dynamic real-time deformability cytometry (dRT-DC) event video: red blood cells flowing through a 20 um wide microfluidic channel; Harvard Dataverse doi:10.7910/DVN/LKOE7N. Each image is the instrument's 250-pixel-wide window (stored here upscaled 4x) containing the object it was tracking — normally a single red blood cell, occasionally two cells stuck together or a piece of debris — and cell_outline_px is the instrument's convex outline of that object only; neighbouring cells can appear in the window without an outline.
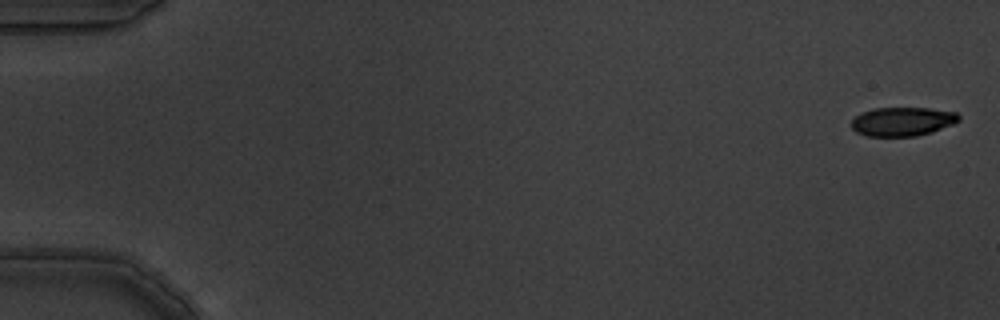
{"species": "common noctule bat (a hibernating species)", "species_latin": "Nyctalus noctula", "temperature_condition": "warm", "stored_images_in_passage": 5, "camera_frame_rate_fps": 3000, "um_per_image_px": 0.085, "animal": {"sex": "male", "body_mass_g": 19.5, "forearm_length_mm": 54.6}, "frame": {"image": 1, "passage_image": 1, "time_ms": 0.0, "image_size_px": [1000, 320], "cell_outline_px": [[960, 120], [952, 124], [932, 132], [916, 136], [868, 136], [856, 132], [852, 128], [852, 120], [856, 116], [864, 112], [876, 108], [928, 108], [956, 112], [960, 116]], "centroid_in_image_um": [76.73, 10.33], "position_along_channel_um": 8.3, "area_um2": 17.92}}
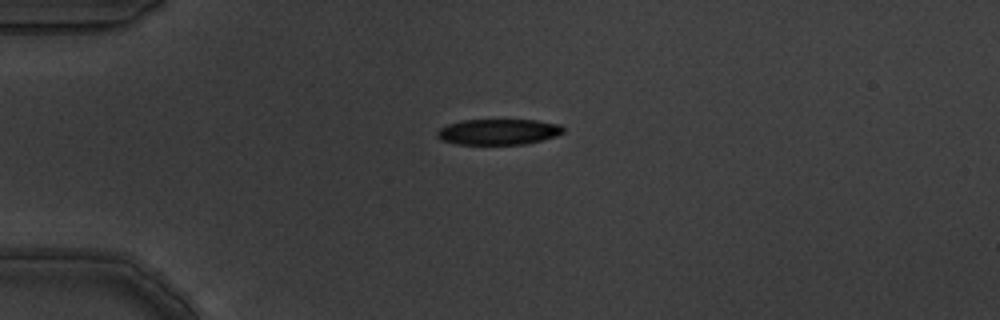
{"frame": {"image": 2, "passage_image": 3, "time_ms": 0.667, "image_size_px": [1000, 320], "cell_outline_px": [[564, 132], [556, 136], [524, 144], [456, 144], [444, 140], [436, 136], [436, 132], [440, 128], [448, 124], [460, 120], [536, 120], [560, 124], [564, 128]], "centroid_in_image_um": [42.37, 11.2], "position_along_channel_um": 42.6, "area_um2": 18.84}}
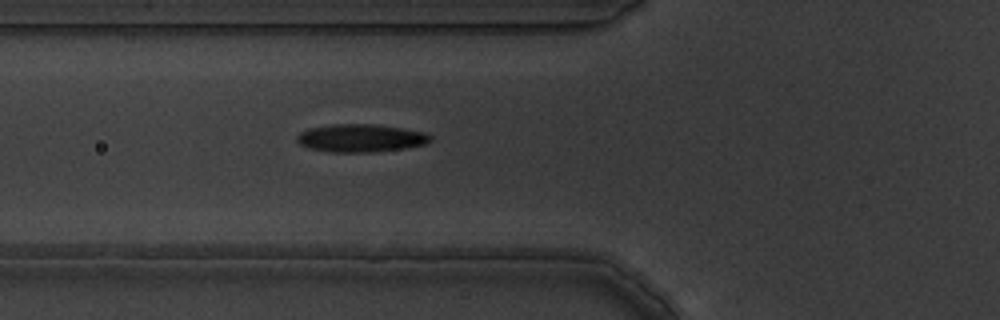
{"frame": {"image": 3, "passage_image": 5, "time_ms": 1.333, "image_size_px": [1000, 320], "cell_outline_px": [[432, 140], [424, 144], [404, 148], [372, 152], [328, 152], [308, 148], [300, 144], [296, 140], [296, 136], [300, 132], [308, 128], [332, 124], [372, 124], [404, 128], [424, 132], [432, 136]], "centroid_in_image_um": [30.63, 11.73], "position_along_channel_um": 95.2, "area_um2": 21.79}}